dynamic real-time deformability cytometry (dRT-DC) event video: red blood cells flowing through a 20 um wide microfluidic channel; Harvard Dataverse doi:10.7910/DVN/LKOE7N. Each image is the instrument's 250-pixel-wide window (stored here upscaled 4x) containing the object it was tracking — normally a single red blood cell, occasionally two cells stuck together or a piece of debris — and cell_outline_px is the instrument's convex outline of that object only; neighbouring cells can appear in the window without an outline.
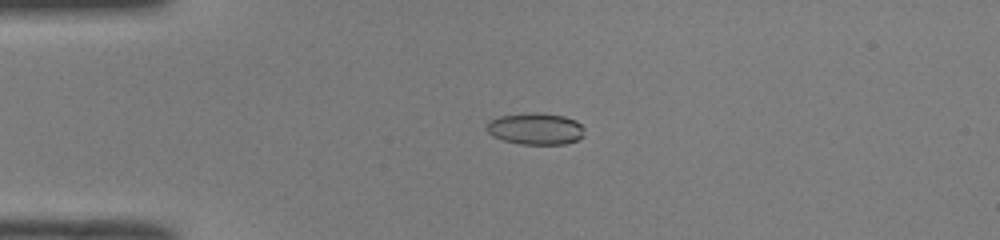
{"species": "common noctule bat (a hibernating species)", "species_latin": "Nyctalus noctula", "temperature_condition": "room temperature", "stored_images_in_passage": 51, "camera_frame_rate_fps": 3000, "um_per_image_px": 0.085, "animal": {"sex": "male", "body_mass_g": 19.0, "forearm_length_mm": 50.8}, "frame": {"image": 1, "passage_image": 13, "time_ms": 4.0, "image_size_px": [1000, 240], "cell_outline_px": [[584, 136], [576, 140], [564, 144], [520, 144], [504, 140], [492, 136], [488, 132], [488, 124], [492, 120], [500, 116], [564, 116], [576, 120], [584, 128]], "centroid_in_image_um": [45.58, 11.01], "position_along_channel_um": 39.4, "area_um2": 16.94}}
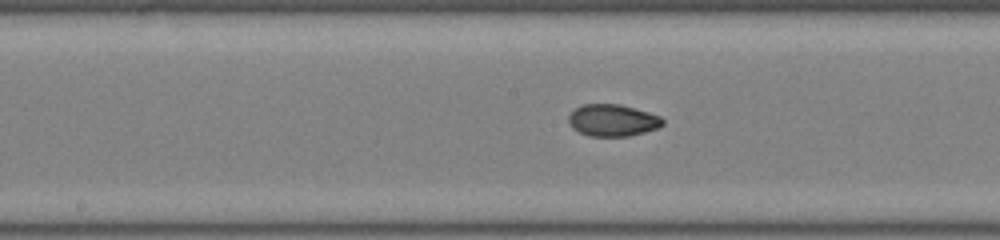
{"frame": {"image": 2, "passage_image": 27, "time_ms": 8.667, "image_size_px": [1000, 240], "cell_outline_px": [[664, 124], [660, 128], [628, 136], [588, 136], [572, 128], [568, 124], [568, 116], [580, 104], [620, 104], [648, 112], [660, 116], [664, 120]], "centroid_in_image_um": [52.07, 10.23], "position_along_channel_um": 196.1, "area_um2": 17.63}}
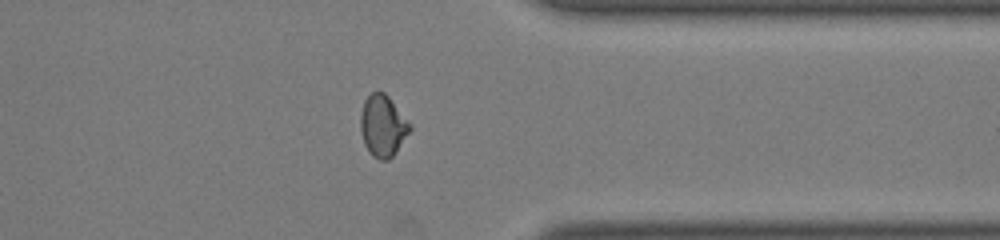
{"frame": {"image": 3, "passage_image": 41, "time_ms": 13.333, "image_size_px": [1000, 240], "cell_outline_px": [[412, 128], [396, 152], [388, 160], [380, 160], [372, 156], [368, 152], [364, 144], [360, 128], [360, 112], [364, 100], [372, 92], [384, 92], [388, 96], [412, 124]], "centroid_in_image_um": [32.53, 10.7], "position_along_channel_um": 378.9, "area_um2": 17.86}, "authors_computed_cell_mechanics": {"area_um2": 17.629, "velocity_mm_per_s": 4.0339, "shape_relaxation_time_tau1_ms": null, "shape_relaxation_time_tau2_ms": 1.5305, "deformation_change_tau1": null, "deformation_change_tau2": 0.0534}}